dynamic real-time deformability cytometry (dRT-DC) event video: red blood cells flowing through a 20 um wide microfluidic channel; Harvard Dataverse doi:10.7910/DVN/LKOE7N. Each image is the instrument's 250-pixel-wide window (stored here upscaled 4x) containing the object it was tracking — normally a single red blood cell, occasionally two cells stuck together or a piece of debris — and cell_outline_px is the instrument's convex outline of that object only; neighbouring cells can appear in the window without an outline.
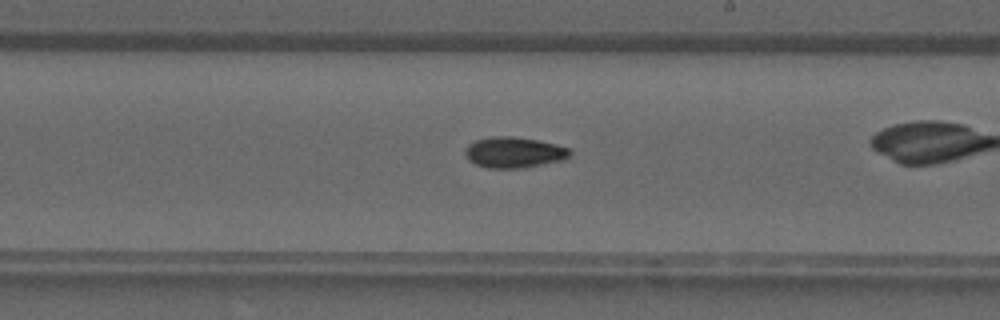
{"species": "common noctule bat (a hibernating species)", "species_latin": "Nyctalus noctula", "temperature_condition": "warm", "stored_images_in_passage": 20, "camera_frame_rate_fps": 3000, "um_per_image_px": 0.085, "animal": {"sex": "male", "forearm_length_mm": 52.5}, "frame": {"image": 1, "passage_image": 12, "time_ms": 3.667, "image_size_px": [1000, 320], "cell_outline_px": [[572, 152], [564, 160], [520, 168], [488, 168], [476, 164], [468, 160], [464, 152], [464, 148], [468, 144], [476, 140], [492, 136], [512, 136], [536, 140], [556, 144], [572, 148]], "centroid_in_image_um": [43.68, 12.95], "position_along_channel_um": 245.3, "area_um2": 18.9}}